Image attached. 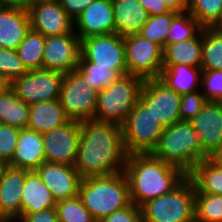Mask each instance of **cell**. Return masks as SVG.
Returning <instances> with one entry per match:
<instances>
[{"instance_id": "21", "label": "cell", "mask_w": 222, "mask_h": 222, "mask_svg": "<svg viewBox=\"0 0 222 222\" xmlns=\"http://www.w3.org/2000/svg\"><path fill=\"white\" fill-rule=\"evenodd\" d=\"M45 162L42 133L20 129L15 154L9 166L35 171Z\"/></svg>"}, {"instance_id": "3", "label": "cell", "mask_w": 222, "mask_h": 222, "mask_svg": "<svg viewBox=\"0 0 222 222\" xmlns=\"http://www.w3.org/2000/svg\"><path fill=\"white\" fill-rule=\"evenodd\" d=\"M78 196L96 221L132 203L124 172L82 178Z\"/></svg>"}, {"instance_id": "6", "label": "cell", "mask_w": 222, "mask_h": 222, "mask_svg": "<svg viewBox=\"0 0 222 222\" xmlns=\"http://www.w3.org/2000/svg\"><path fill=\"white\" fill-rule=\"evenodd\" d=\"M195 192L187 176L171 192L140 206L142 222H195Z\"/></svg>"}, {"instance_id": "46", "label": "cell", "mask_w": 222, "mask_h": 222, "mask_svg": "<svg viewBox=\"0 0 222 222\" xmlns=\"http://www.w3.org/2000/svg\"><path fill=\"white\" fill-rule=\"evenodd\" d=\"M2 6H15L25 8V0H0Z\"/></svg>"}, {"instance_id": "9", "label": "cell", "mask_w": 222, "mask_h": 222, "mask_svg": "<svg viewBox=\"0 0 222 222\" xmlns=\"http://www.w3.org/2000/svg\"><path fill=\"white\" fill-rule=\"evenodd\" d=\"M128 74L143 80L159 78L163 69V48L140 34L124 37Z\"/></svg>"}, {"instance_id": "49", "label": "cell", "mask_w": 222, "mask_h": 222, "mask_svg": "<svg viewBox=\"0 0 222 222\" xmlns=\"http://www.w3.org/2000/svg\"><path fill=\"white\" fill-rule=\"evenodd\" d=\"M6 165H7L6 163L0 161V180H1V176Z\"/></svg>"}, {"instance_id": "39", "label": "cell", "mask_w": 222, "mask_h": 222, "mask_svg": "<svg viewBox=\"0 0 222 222\" xmlns=\"http://www.w3.org/2000/svg\"><path fill=\"white\" fill-rule=\"evenodd\" d=\"M208 100L201 90L181 95L179 115L181 121H190L197 116Z\"/></svg>"}, {"instance_id": "11", "label": "cell", "mask_w": 222, "mask_h": 222, "mask_svg": "<svg viewBox=\"0 0 222 222\" xmlns=\"http://www.w3.org/2000/svg\"><path fill=\"white\" fill-rule=\"evenodd\" d=\"M64 73L37 69L14 79L9 87L25 104L33 105L59 99Z\"/></svg>"}, {"instance_id": "45", "label": "cell", "mask_w": 222, "mask_h": 222, "mask_svg": "<svg viewBox=\"0 0 222 222\" xmlns=\"http://www.w3.org/2000/svg\"><path fill=\"white\" fill-rule=\"evenodd\" d=\"M170 11L177 13L186 12L188 10V0H163Z\"/></svg>"}, {"instance_id": "1", "label": "cell", "mask_w": 222, "mask_h": 222, "mask_svg": "<svg viewBox=\"0 0 222 222\" xmlns=\"http://www.w3.org/2000/svg\"><path fill=\"white\" fill-rule=\"evenodd\" d=\"M127 156L120 124L95 120L80 122L74 168L82 178L124 172Z\"/></svg>"}, {"instance_id": "50", "label": "cell", "mask_w": 222, "mask_h": 222, "mask_svg": "<svg viewBox=\"0 0 222 222\" xmlns=\"http://www.w3.org/2000/svg\"><path fill=\"white\" fill-rule=\"evenodd\" d=\"M0 222H10L2 213L1 209H0Z\"/></svg>"}, {"instance_id": "12", "label": "cell", "mask_w": 222, "mask_h": 222, "mask_svg": "<svg viewBox=\"0 0 222 222\" xmlns=\"http://www.w3.org/2000/svg\"><path fill=\"white\" fill-rule=\"evenodd\" d=\"M139 100L164 127L180 121L181 95L158 78L144 81Z\"/></svg>"}, {"instance_id": "37", "label": "cell", "mask_w": 222, "mask_h": 222, "mask_svg": "<svg viewBox=\"0 0 222 222\" xmlns=\"http://www.w3.org/2000/svg\"><path fill=\"white\" fill-rule=\"evenodd\" d=\"M29 70L21 61L16 50L0 47V76L9 84L16 78L25 75Z\"/></svg>"}, {"instance_id": "42", "label": "cell", "mask_w": 222, "mask_h": 222, "mask_svg": "<svg viewBox=\"0 0 222 222\" xmlns=\"http://www.w3.org/2000/svg\"><path fill=\"white\" fill-rule=\"evenodd\" d=\"M67 15L75 20L95 0H59Z\"/></svg>"}, {"instance_id": "47", "label": "cell", "mask_w": 222, "mask_h": 222, "mask_svg": "<svg viewBox=\"0 0 222 222\" xmlns=\"http://www.w3.org/2000/svg\"><path fill=\"white\" fill-rule=\"evenodd\" d=\"M210 158L222 168V148Z\"/></svg>"}, {"instance_id": "29", "label": "cell", "mask_w": 222, "mask_h": 222, "mask_svg": "<svg viewBox=\"0 0 222 222\" xmlns=\"http://www.w3.org/2000/svg\"><path fill=\"white\" fill-rule=\"evenodd\" d=\"M202 71L222 70V31L202 28Z\"/></svg>"}, {"instance_id": "22", "label": "cell", "mask_w": 222, "mask_h": 222, "mask_svg": "<svg viewBox=\"0 0 222 222\" xmlns=\"http://www.w3.org/2000/svg\"><path fill=\"white\" fill-rule=\"evenodd\" d=\"M115 33L125 37L139 34L149 14L139 0H112Z\"/></svg>"}, {"instance_id": "8", "label": "cell", "mask_w": 222, "mask_h": 222, "mask_svg": "<svg viewBox=\"0 0 222 222\" xmlns=\"http://www.w3.org/2000/svg\"><path fill=\"white\" fill-rule=\"evenodd\" d=\"M98 94L77 70L64 73L59 102L70 120H93Z\"/></svg>"}, {"instance_id": "24", "label": "cell", "mask_w": 222, "mask_h": 222, "mask_svg": "<svg viewBox=\"0 0 222 222\" xmlns=\"http://www.w3.org/2000/svg\"><path fill=\"white\" fill-rule=\"evenodd\" d=\"M202 69L187 65H163L159 80L178 94H188L200 90ZM199 88V89H198Z\"/></svg>"}, {"instance_id": "36", "label": "cell", "mask_w": 222, "mask_h": 222, "mask_svg": "<svg viewBox=\"0 0 222 222\" xmlns=\"http://www.w3.org/2000/svg\"><path fill=\"white\" fill-rule=\"evenodd\" d=\"M59 222H97L79 196L56 202Z\"/></svg>"}, {"instance_id": "25", "label": "cell", "mask_w": 222, "mask_h": 222, "mask_svg": "<svg viewBox=\"0 0 222 222\" xmlns=\"http://www.w3.org/2000/svg\"><path fill=\"white\" fill-rule=\"evenodd\" d=\"M202 61V29L187 40L163 47V65H187L200 67Z\"/></svg>"}, {"instance_id": "20", "label": "cell", "mask_w": 222, "mask_h": 222, "mask_svg": "<svg viewBox=\"0 0 222 222\" xmlns=\"http://www.w3.org/2000/svg\"><path fill=\"white\" fill-rule=\"evenodd\" d=\"M27 8L1 6L0 8V47L16 50L30 30Z\"/></svg>"}, {"instance_id": "40", "label": "cell", "mask_w": 222, "mask_h": 222, "mask_svg": "<svg viewBox=\"0 0 222 222\" xmlns=\"http://www.w3.org/2000/svg\"><path fill=\"white\" fill-rule=\"evenodd\" d=\"M201 85L208 101L222 102V70L202 71Z\"/></svg>"}, {"instance_id": "17", "label": "cell", "mask_w": 222, "mask_h": 222, "mask_svg": "<svg viewBox=\"0 0 222 222\" xmlns=\"http://www.w3.org/2000/svg\"><path fill=\"white\" fill-rule=\"evenodd\" d=\"M35 171L49 188L56 202L78 196L82 177L74 166L44 162Z\"/></svg>"}, {"instance_id": "26", "label": "cell", "mask_w": 222, "mask_h": 222, "mask_svg": "<svg viewBox=\"0 0 222 222\" xmlns=\"http://www.w3.org/2000/svg\"><path fill=\"white\" fill-rule=\"evenodd\" d=\"M69 120L59 99L39 102L30 105L27 128L35 130L38 133H44L63 125Z\"/></svg>"}, {"instance_id": "52", "label": "cell", "mask_w": 222, "mask_h": 222, "mask_svg": "<svg viewBox=\"0 0 222 222\" xmlns=\"http://www.w3.org/2000/svg\"><path fill=\"white\" fill-rule=\"evenodd\" d=\"M36 1H39V0H25V8H27V6H28L30 3H33V2H36Z\"/></svg>"}, {"instance_id": "41", "label": "cell", "mask_w": 222, "mask_h": 222, "mask_svg": "<svg viewBox=\"0 0 222 222\" xmlns=\"http://www.w3.org/2000/svg\"><path fill=\"white\" fill-rule=\"evenodd\" d=\"M97 222H142L140 207L131 203Z\"/></svg>"}, {"instance_id": "28", "label": "cell", "mask_w": 222, "mask_h": 222, "mask_svg": "<svg viewBox=\"0 0 222 222\" xmlns=\"http://www.w3.org/2000/svg\"><path fill=\"white\" fill-rule=\"evenodd\" d=\"M29 112L30 105L19 99L10 87L0 94V124L25 129L28 127Z\"/></svg>"}, {"instance_id": "31", "label": "cell", "mask_w": 222, "mask_h": 222, "mask_svg": "<svg viewBox=\"0 0 222 222\" xmlns=\"http://www.w3.org/2000/svg\"><path fill=\"white\" fill-rule=\"evenodd\" d=\"M187 11L203 28L215 27L222 18V0H188Z\"/></svg>"}, {"instance_id": "30", "label": "cell", "mask_w": 222, "mask_h": 222, "mask_svg": "<svg viewBox=\"0 0 222 222\" xmlns=\"http://www.w3.org/2000/svg\"><path fill=\"white\" fill-rule=\"evenodd\" d=\"M45 37L30 28L16 52L28 70L43 69Z\"/></svg>"}, {"instance_id": "5", "label": "cell", "mask_w": 222, "mask_h": 222, "mask_svg": "<svg viewBox=\"0 0 222 222\" xmlns=\"http://www.w3.org/2000/svg\"><path fill=\"white\" fill-rule=\"evenodd\" d=\"M144 81L140 77L128 74L118 77L99 91L93 120L121 125L139 101Z\"/></svg>"}, {"instance_id": "33", "label": "cell", "mask_w": 222, "mask_h": 222, "mask_svg": "<svg viewBox=\"0 0 222 222\" xmlns=\"http://www.w3.org/2000/svg\"><path fill=\"white\" fill-rule=\"evenodd\" d=\"M203 27L188 12L178 13L166 35V45L193 38Z\"/></svg>"}, {"instance_id": "15", "label": "cell", "mask_w": 222, "mask_h": 222, "mask_svg": "<svg viewBox=\"0 0 222 222\" xmlns=\"http://www.w3.org/2000/svg\"><path fill=\"white\" fill-rule=\"evenodd\" d=\"M81 40L73 31L70 34L45 37L43 69L61 73L74 71L78 67Z\"/></svg>"}, {"instance_id": "44", "label": "cell", "mask_w": 222, "mask_h": 222, "mask_svg": "<svg viewBox=\"0 0 222 222\" xmlns=\"http://www.w3.org/2000/svg\"><path fill=\"white\" fill-rule=\"evenodd\" d=\"M147 10L149 16L161 15L170 12L163 0H139Z\"/></svg>"}, {"instance_id": "51", "label": "cell", "mask_w": 222, "mask_h": 222, "mask_svg": "<svg viewBox=\"0 0 222 222\" xmlns=\"http://www.w3.org/2000/svg\"><path fill=\"white\" fill-rule=\"evenodd\" d=\"M215 28L222 31V18L220 19L219 23L215 26Z\"/></svg>"}, {"instance_id": "18", "label": "cell", "mask_w": 222, "mask_h": 222, "mask_svg": "<svg viewBox=\"0 0 222 222\" xmlns=\"http://www.w3.org/2000/svg\"><path fill=\"white\" fill-rule=\"evenodd\" d=\"M74 32L81 39L115 33L112 0H95L74 20Z\"/></svg>"}, {"instance_id": "35", "label": "cell", "mask_w": 222, "mask_h": 222, "mask_svg": "<svg viewBox=\"0 0 222 222\" xmlns=\"http://www.w3.org/2000/svg\"><path fill=\"white\" fill-rule=\"evenodd\" d=\"M76 70L98 91L106 88L119 77L113 70L96 67V64L86 61L81 55Z\"/></svg>"}, {"instance_id": "43", "label": "cell", "mask_w": 222, "mask_h": 222, "mask_svg": "<svg viewBox=\"0 0 222 222\" xmlns=\"http://www.w3.org/2000/svg\"><path fill=\"white\" fill-rule=\"evenodd\" d=\"M59 222L56 208H48L34 214H24L18 222Z\"/></svg>"}, {"instance_id": "14", "label": "cell", "mask_w": 222, "mask_h": 222, "mask_svg": "<svg viewBox=\"0 0 222 222\" xmlns=\"http://www.w3.org/2000/svg\"><path fill=\"white\" fill-rule=\"evenodd\" d=\"M31 29L44 37L70 34L74 31L72 20L59 0H39L27 6Z\"/></svg>"}, {"instance_id": "13", "label": "cell", "mask_w": 222, "mask_h": 222, "mask_svg": "<svg viewBox=\"0 0 222 222\" xmlns=\"http://www.w3.org/2000/svg\"><path fill=\"white\" fill-rule=\"evenodd\" d=\"M45 162L74 166L80 140V122L69 120L42 133Z\"/></svg>"}, {"instance_id": "7", "label": "cell", "mask_w": 222, "mask_h": 222, "mask_svg": "<svg viewBox=\"0 0 222 222\" xmlns=\"http://www.w3.org/2000/svg\"><path fill=\"white\" fill-rule=\"evenodd\" d=\"M124 148L129 154L151 153L165 129L139 100L121 124Z\"/></svg>"}, {"instance_id": "48", "label": "cell", "mask_w": 222, "mask_h": 222, "mask_svg": "<svg viewBox=\"0 0 222 222\" xmlns=\"http://www.w3.org/2000/svg\"><path fill=\"white\" fill-rule=\"evenodd\" d=\"M9 87V83L0 76V94L7 88Z\"/></svg>"}, {"instance_id": "2", "label": "cell", "mask_w": 222, "mask_h": 222, "mask_svg": "<svg viewBox=\"0 0 222 222\" xmlns=\"http://www.w3.org/2000/svg\"><path fill=\"white\" fill-rule=\"evenodd\" d=\"M124 173L128 179L131 202H145L175 189L186 177L180 168L153 157L150 153L129 154Z\"/></svg>"}, {"instance_id": "19", "label": "cell", "mask_w": 222, "mask_h": 222, "mask_svg": "<svg viewBox=\"0 0 222 222\" xmlns=\"http://www.w3.org/2000/svg\"><path fill=\"white\" fill-rule=\"evenodd\" d=\"M29 170L6 165L0 180V209L10 221L21 217V202L26 174Z\"/></svg>"}, {"instance_id": "23", "label": "cell", "mask_w": 222, "mask_h": 222, "mask_svg": "<svg viewBox=\"0 0 222 222\" xmlns=\"http://www.w3.org/2000/svg\"><path fill=\"white\" fill-rule=\"evenodd\" d=\"M21 216L56 208V201L36 171H29L23 186Z\"/></svg>"}, {"instance_id": "4", "label": "cell", "mask_w": 222, "mask_h": 222, "mask_svg": "<svg viewBox=\"0 0 222 222\" xmlns=\"http://www.w3.org/2000/svg\"><path fill=\"white\" fill-rule=\"evenodd\" d=\"M165 163L189 174L195 165L209 158L200 146L199 136L189 121H178L165 127L159 141L150 153Z\"/></svg>"}, {"instance_id": "38", "label": "cell", "mask_w": 222, "mask_h": 222, "mask_svg": "<svg viewBox=\"0 0 222 222\" xmlns=\"http://www.w3.org/2000/svg\"><path fill=\"white\" fill-rule=\"evenodd\" d=\"M19 132L17 127L0 124V161L7 165L15 154Z\"/></svg>"}, {"instance_id": "34", "label": "cell", "mask_w": 222, "mask_h": 222, "mask_svg": "<svg viewBox=\"0 0 222 222\" xmlns=\"http://www.w3.org/2000/svg\"><path fill=\"white\" fill-rule=\"evenodd\" d=\"M177 14V12L170 11L161 15L149 16L139 34L163 48L166 45V35L169 27Z\"/></svg>"}, {"instance_id": "27", "label": "cell", "mask_w": 222, "mask_h": 222, "mask_svg": "<svg viewBox=\"0 0 222 222\" xmlns=\"http://www.w3.org/2000/svg\"><path fill=\"white\" fill-rule=\"evenodd\" d=\"M187 176L198 193L222 195V168L211 158L197 163Z\"/></svg>"}, {"instance_id": "10", "label": "cell", "mask_w": 222, "mask_h": 222, "mask_svg": "<svg viewBox=\"0 0 222 222\" xmlns=\"http://www.w3.org/2000/svg\"><path fill=\"white\" fill-rule=\"evenodd\" d=\"M80 55L96 67L113 70L119 77L128 75L124 37L116 33L81 39Z\"/></svg>"}, {"instance_id": "32", "label": "cell", "mask_w": 222, "mask_h": 222, "mask_svg": "<svg viewBox=\"0 0 222 222\" xmlns=\"http://www.w3.org/2000/svg\"><path fill=\"white\" fill-rule=\"evenodd\" d=\"M195 222H222V195L195 192Z\"/></svg>"}, {"instance_id": "16", "label": "cell", "mask_w": 222, "mask_h": 222, "mask_svg": "<svg viewBox=\"0 0 222 222\" xmlns=\"http://www.w3.org/2000/svg\"><path fill=\"white\" fill-rule=\"evenodd\" d=\"M199 136L202 151L210 158L222 148V102L207 101L189 121Z\"/></svg>"}]
</instances>
